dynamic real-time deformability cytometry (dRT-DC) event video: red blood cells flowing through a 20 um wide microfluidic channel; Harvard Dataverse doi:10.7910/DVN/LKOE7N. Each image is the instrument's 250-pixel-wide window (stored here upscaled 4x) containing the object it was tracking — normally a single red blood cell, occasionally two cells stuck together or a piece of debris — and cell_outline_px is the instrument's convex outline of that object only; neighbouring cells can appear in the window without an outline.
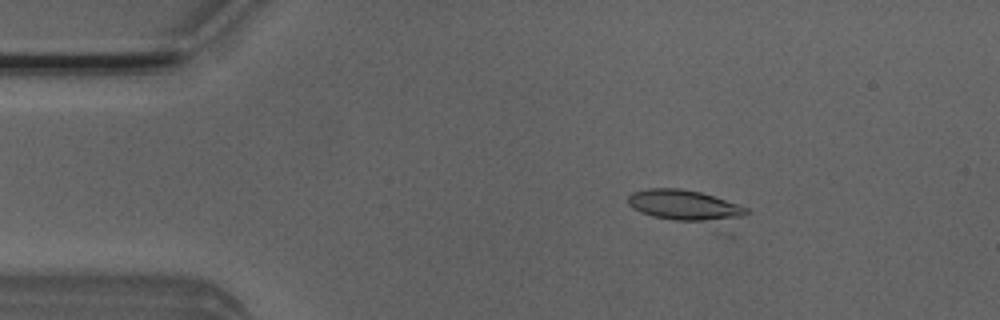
{"species": "Egyptian fruit bat (a non-hibernating species)", "species_latin": "Rousettus aegyptiacus", "temperature_condition": "room temperature", "stored_images_in_passage": 12, "camera_frame_rate_fps": 3000, "um_per_image_px": 0.085, "animal": {"sex": "male"}, "frame": {"image": 1, "passage_image": 8, "time_ms": 2.333, "image_size_px": [1000, 320], "cell_outline_px": [[748, 212], [736, 236], [732, 240], [652, 216], [640, 212], [632, 208], [628, 204], [628, 196], [632, 192], [648, 188], [680, 188], [700, 192], [748, 208]], "centroid_in_image_um": [58.72, 17.84], "position_along_channel_um": 26.3, "area_um2": 26.88}}